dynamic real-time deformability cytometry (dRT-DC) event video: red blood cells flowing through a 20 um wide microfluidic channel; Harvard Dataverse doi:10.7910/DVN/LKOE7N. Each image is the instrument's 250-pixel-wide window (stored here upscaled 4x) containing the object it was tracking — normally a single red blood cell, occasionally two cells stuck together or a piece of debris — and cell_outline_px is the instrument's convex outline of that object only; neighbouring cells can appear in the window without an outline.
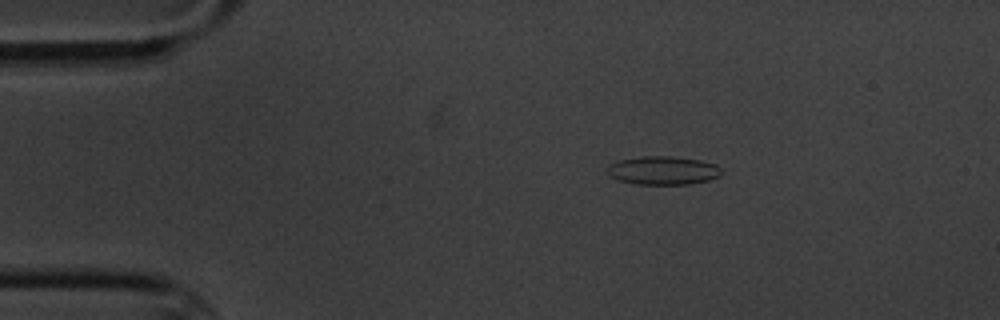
{"species": "common noctule bat (a hibernating species)", "species_latin": "Nyctalus noctula", "temperature_condition": "cold", "stored_images_in_passage": 6, "camera_frame_rate_fps": 3000, "um_per_image_px": 0.085, "animal": {"sex": "male", "body_mass_g": 20.1, "forearm_length_mm": 53.5}, "frame": {"image": 1, "passage_image": 1, "time_ms": 0.0, "image_size_px": [1000, 320], "cell_outline_px": [[720, 176], [708, 180], [688, 184], [636, 184], [620, 180], [612, 176], [608, 172], [608, 164], [620, 160], [640, 156], [672, 156], [700, 160], [716, 164], [720, 168]], "centroid_in_image_um": [56.37, 14.48], "position_along_channel_um": 28.6, "area_um2": 18.79}}
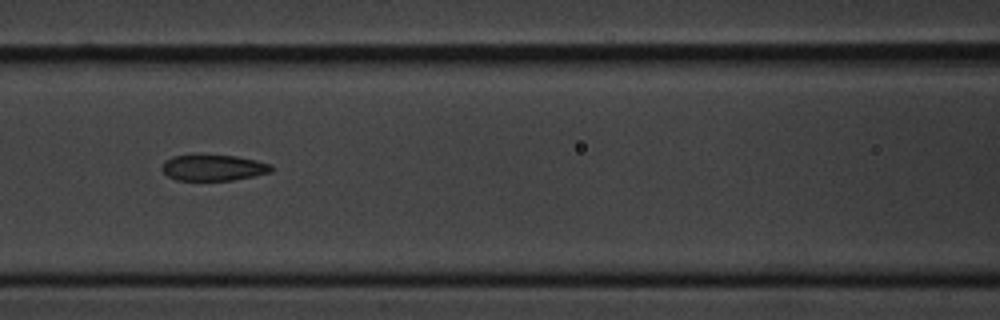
{"frame": {"image": 2, "passage_image": 5, "time_ms": 5.0, "image_size_px": [1000, 320], "cell_outline_px": [[272, 172], [232, 180], [176, 180], [168, 176], [160, 168], [164, 160], [172, 156], [192, 152], [236, 156], [256, 160], [272, 164]], "centroid_in_image_um": [18.07, 14.2], "position_along_channel_um": 148.5, "area_um2": 17.28}}
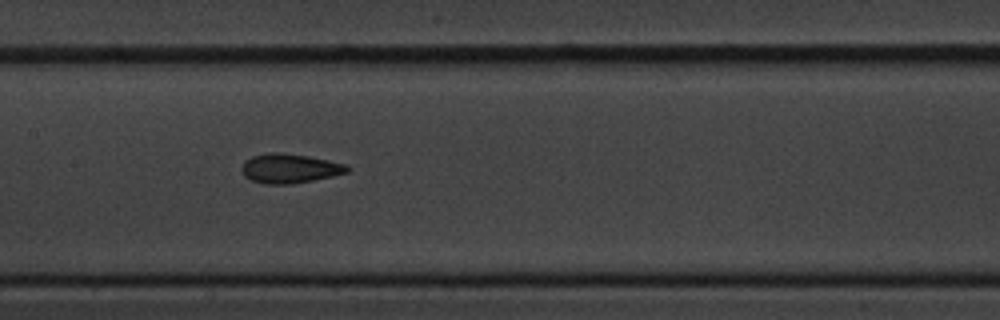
{"frame": {"image": 3, "passage_image": 6, "time_ms": 6.0, "image_size_px": [1000, 320], "cell_outline_px": [[352, 168], [348, 172], [332, 176], [292, 184], [264, 184], [252, 180], [244, 176], [240, 168], [244, 160], [252, 156], [268, 152], [280, 152], [308, 156], [348, 164]], "centroid_in_image_um": [24.61, 14.31], "position_along_channel_um": 182.8, "area_um2": 18.26}}